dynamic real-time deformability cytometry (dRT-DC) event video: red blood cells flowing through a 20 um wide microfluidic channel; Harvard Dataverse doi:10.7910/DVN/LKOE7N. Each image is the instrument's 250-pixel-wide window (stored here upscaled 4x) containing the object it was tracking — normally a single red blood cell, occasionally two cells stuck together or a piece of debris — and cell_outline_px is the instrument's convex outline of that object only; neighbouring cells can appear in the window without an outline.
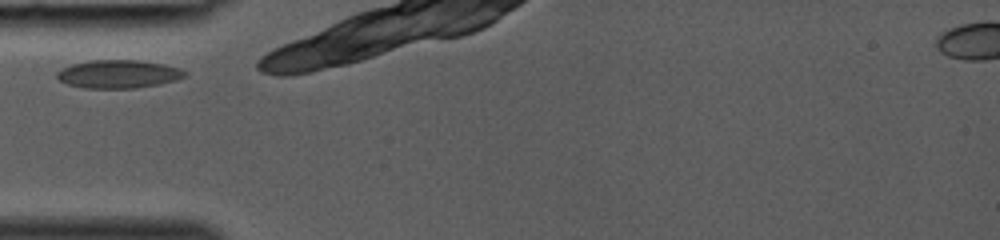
{"species": "common noctule bat (a hibernating species)", "species_latin": "Nyctalus noctula", "temperature_condition": "room temperature", "stored_images_in_passage": 22, "camera_frame_rate_fps": 3000, "um_per_image_px": 0.085, "animal": {"sex": "female", "body_mass_g": 19.0, "forearm_length_mm": 53.3}, "frame": {"image": 1, "passage_image": 1, "time_ms": 0.0, "image_size_px": [1000, 240], "cell_outline_px": [[188, 76], [176, 80], [136, 88], [84, 88], [68, 84], [60, 80], [56, 76], [56, 72], [72, 64], [88, 60], [140, 60], [164, 64], [180, 68], [188, 72]], "centroid_in_image_um": [10.1, 6.29], "position_along_channel_um": 74.9, "area_um2": 21.04}}